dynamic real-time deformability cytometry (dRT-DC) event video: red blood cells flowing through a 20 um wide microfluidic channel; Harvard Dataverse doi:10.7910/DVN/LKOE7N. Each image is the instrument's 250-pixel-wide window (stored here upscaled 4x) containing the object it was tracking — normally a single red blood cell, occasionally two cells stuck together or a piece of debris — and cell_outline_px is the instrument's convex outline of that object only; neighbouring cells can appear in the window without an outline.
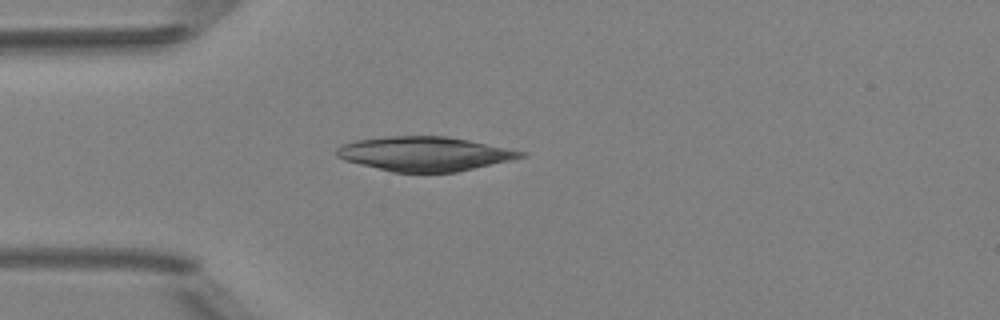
{"species": "Egyptian fruit bat (a non-hibernating species)", "species_latin": "Rousettus aegyptiacus", "temperature_condition": "room temperature", "stored_images_in_passage": 3, "camera_frame_rate_fps": 3000, "um_per_image_px": 0.085, "animal": {"sex": "female"}, "frame": {"image": 1, "passage_image": 3, "time_ms": 2.667, "image_size_px": [1000, 320], "cell_outline_px": [[528, 156], [512, 160], [456, 172], [392, 172], [344, 160], [336, 156], [336, 148], [344, 144], [356, 140], [388, 136], [448, 136], [528, 152]], "centroid_in_image_um": [36.12, 13.07], "position_along_channel_um": 48.9, "area_um2": 36.82}}